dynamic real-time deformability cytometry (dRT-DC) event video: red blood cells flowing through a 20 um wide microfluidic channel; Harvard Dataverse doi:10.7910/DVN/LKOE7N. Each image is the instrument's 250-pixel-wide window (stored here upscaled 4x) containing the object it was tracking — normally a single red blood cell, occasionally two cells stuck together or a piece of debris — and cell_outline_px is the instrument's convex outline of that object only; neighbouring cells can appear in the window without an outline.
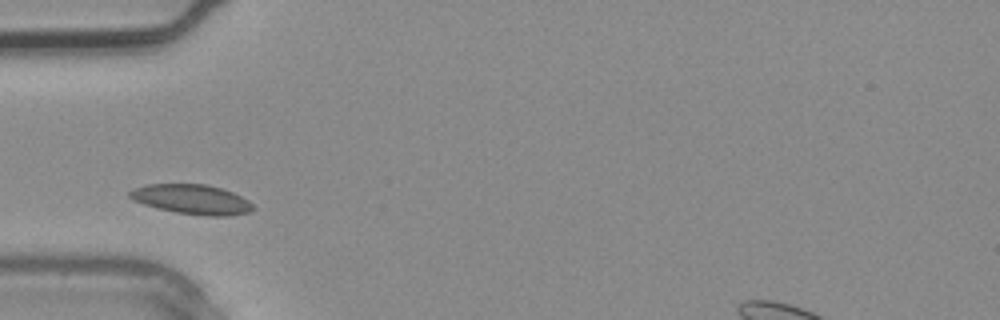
{"species": "common noctule bat (a hibernating species)", "species_latin": "Nyctalus noctula", "temperature_condition": "warm", "stored_images_in_passage": 2, "camera_frame_rate_fps": 3000, "um_per_image_px": 0.085, "animal": {"sex": "male", "body_mass_g": 20.4}, "frame": {"image": 1, "passage_image": 2, "time_ms": 0.333, "image_size_px": [1000, 320], "cell_outline_px": [[256, 208], [248, 212], [228, 216], [208, 216], [176, 212], [156, 208], [144, 204], [128, 196], [128, 192], [132, 188], [144, 184], [208, 184], [232, 192], [248, 200]], "centroid_in_image_um": [16.29, 16.94], "position_along_channel_um": 68.7, "area_um2": 21.33}}